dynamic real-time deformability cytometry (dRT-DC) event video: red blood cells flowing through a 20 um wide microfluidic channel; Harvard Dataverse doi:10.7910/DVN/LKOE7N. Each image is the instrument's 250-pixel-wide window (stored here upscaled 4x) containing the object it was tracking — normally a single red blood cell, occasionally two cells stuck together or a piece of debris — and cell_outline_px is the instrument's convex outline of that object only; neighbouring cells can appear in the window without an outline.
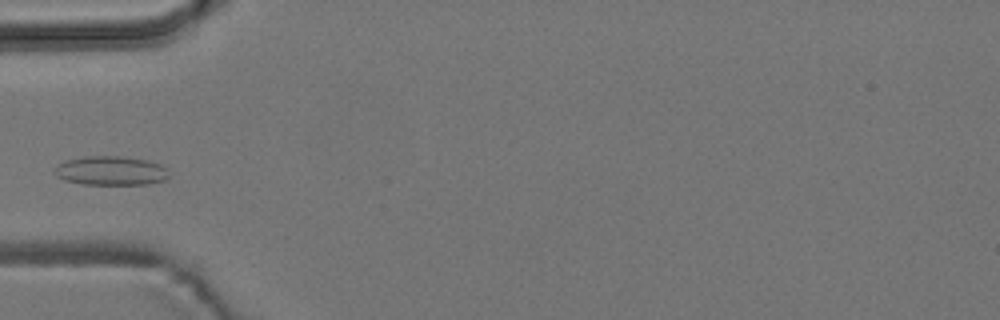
{"species": "common noctule bat (a hibernating species)", "species_latin": "Nyctalus noctula", "temperature_condition": "room temperature", "stored_images_in_passage": 3, "camera_frame_rate_fps": 3000, "um_per_image_px": 0.085, "animal": {"sex": "male", "body_mass_g": 19.2, "forearm_length_mm": 51.8}, "frame": {"image": 1, "passage_image": 3, "time_ms": 2.333, "image_size_px": [1000, 320], "cell_outline_px": [[168, 176], [164, 180], [148, 184], [84, 184], [64, 180], [56, 176], [52, 172], [56, 164], [64, 160], [84, 156], [120, 156], [148, 160], [160, 164], [164, 168]], "centroid_in_image_um": [9.34, 14.5], "position_along_channel_um": 75.7, "area_um2": 19.48}}